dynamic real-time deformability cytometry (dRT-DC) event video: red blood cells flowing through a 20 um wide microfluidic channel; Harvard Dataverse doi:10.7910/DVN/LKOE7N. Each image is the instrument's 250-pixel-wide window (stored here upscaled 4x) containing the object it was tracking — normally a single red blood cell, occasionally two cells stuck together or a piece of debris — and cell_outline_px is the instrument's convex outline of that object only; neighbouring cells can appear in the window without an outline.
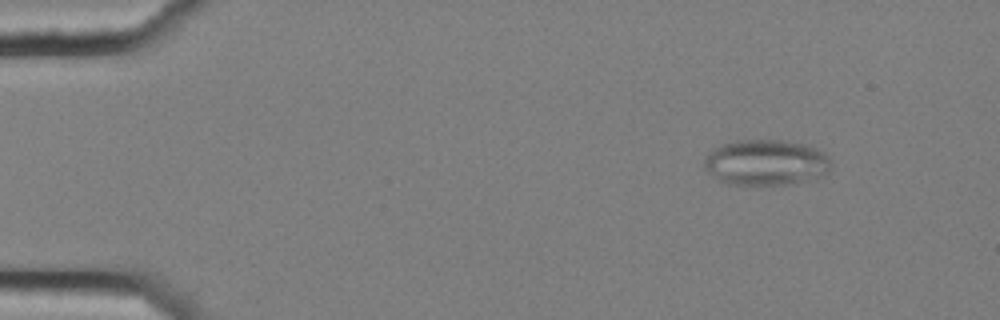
{"species": "common noctule bat (a hibernating species)", "species_latin": "Nyctalus noctula", "temperature_condition": "cold", "stored_images_in_passage": 6, "camera_frame_rate_fps": 3000, "um_per_image_px": 0.085, "animal": {"sex": "female", "body_mass_g": 25.1}, "frame": {"image": 1, "passage_image": 2, "time_ms": 0.333, "image_size_px": [1000, 320], "cell_outline_px": [[832, 164], [824, 176], [816, 180], [792, 184], [728, 184], [720, 180], [704, 168], [704, 160], [708, 152], [720, 144], [736, 140], [780, 140], [804, 144], [816, 148], [824, 152], [828, 156]], "centroid_in_image_um": [65.15, 13.81], "position_along_channel_um": 19.9, "area_um2": 34.1}}